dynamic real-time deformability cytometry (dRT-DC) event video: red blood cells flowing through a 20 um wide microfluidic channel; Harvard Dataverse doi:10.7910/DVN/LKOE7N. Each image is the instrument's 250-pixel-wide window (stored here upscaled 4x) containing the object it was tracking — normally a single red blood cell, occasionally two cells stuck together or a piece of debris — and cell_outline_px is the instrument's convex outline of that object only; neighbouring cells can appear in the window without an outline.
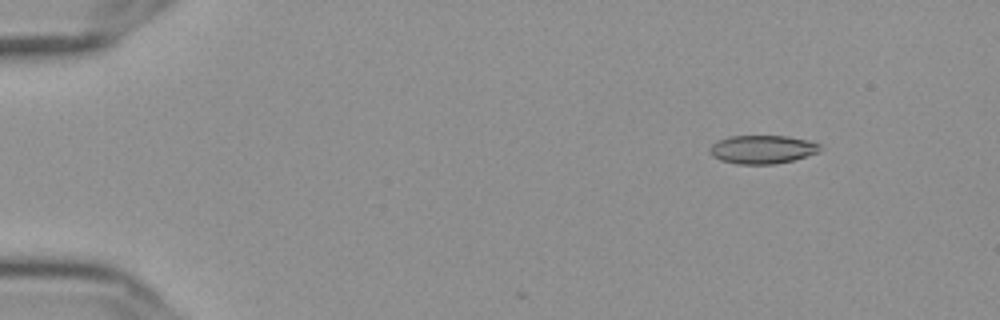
{"species": "Egyptian fruit bat (a non-hibernating species)", "species_latin": "Rousettus aegyptiacus", "temperature_condition": "cold", "stored_images_in_passage": 12, "camera_frame_rate_fps": 3000, "um_per_image_px": 0.085, "frame": {"image": 1, "passage_image": 8, "time_ms": 2.333, "image_size_px": [1000, 320], "cell_outline_px": [[820, 152], [792, 160], [776, 164], [736, 164], [720, 160], [712, 156], [708, 152], [708, 148], [716, 140], [728, 136], [788, 136], [808, 140], [820, 144]], "centroid_in_image_um": [64.75, 12.7], "position_along_channel_um": 20.2, "area_um2": 18.5}}